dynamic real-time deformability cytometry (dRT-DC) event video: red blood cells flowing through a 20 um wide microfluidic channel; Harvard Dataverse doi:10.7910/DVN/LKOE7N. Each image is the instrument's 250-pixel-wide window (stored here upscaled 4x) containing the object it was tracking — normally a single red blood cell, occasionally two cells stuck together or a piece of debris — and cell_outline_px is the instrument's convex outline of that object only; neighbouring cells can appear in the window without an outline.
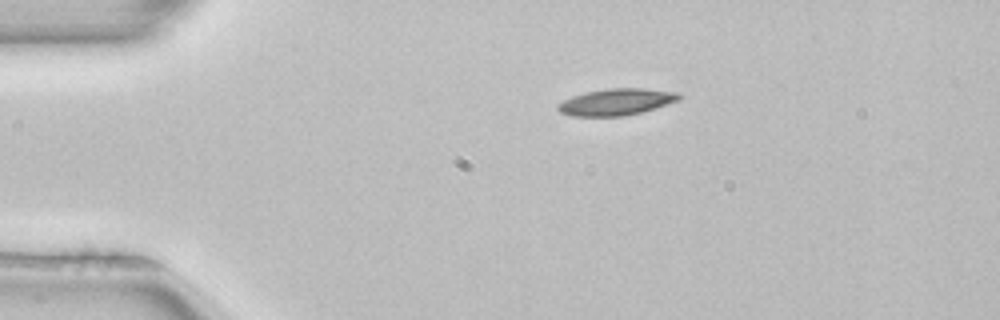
{"species": "common noctule bat (a hibernating species)", "species_latin": "Nyctalus noctula", "temperature_condition": "room temperature", "stored_images_in_passage": 3, "segment_of_instrument_passage": [1, 2], "camera_frame_rate_fps": 3000, "um_per_image_px": 0.085, "animal": {"sex": "female", "body_mass_g": 22.7, "forearm_length_mm": 54.2}, "frame": {"image": 1, "passage_image": 1, "time_ms": 0.0, "image_size_px": [1000, 320], "cell_outline_px": [[684, 96], [680, 100], [640, 112], [624, 116], [572, 116], [560, 112], [556, 108], [556, 104], [572, 96], [588, 92], [608, 88], [644, 88], [680, 92]], "centroid_in_image_um": [52.41, 8.65], "position_along_channel_um": 32.6, "area_um2": 18.84}}